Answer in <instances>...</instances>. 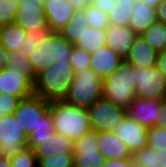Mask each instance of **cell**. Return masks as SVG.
<instances>
[{
  "label": "cell",
  "mask_w": 166,
  "mask_h": 167,
  "mask_svg": "<svg viewBox=\"0 0 166 167\" xmlns=\"http://www.w3.org/2000/svg\"><path fill=\"white\" fill-rule=\"evenodd\" d=\"M73 79L74 71L69 62L54 61L49 68L37 74L33 93L50 103L63 101Z\"/></svg>",
  "instance_id": "cell-1"
},
{
  "label": "cell",
  "mask_w": 166,
  "mask_h": 167,
  "mask_svg": "<svg viewBox=\"0 0 166 167\" xmlns=\"http://www.w3.org/2000/svg\"><path fill=\"white\" fill-rule=\"evenodd\" d=\"M54 132L62 134L72 141L91 132L86 108L73 106L64 101L50 103Z\"/></svg>",
  "instance_id": "cell-2"
},
{
  "label": "cell",
  "mask_w": 166,
  "mask_h": 167,
  "mask_svg": "<svg viewBox=\"0 0 166 167\" xmlns=\"http://www.w3.org/2000/svg\"><path fill=\"white\" fill-rule=\"evenodd\" d=\"M134 80V66L123 60L117 69L102 79L103 98L126 109L137 98Z\"/></svg>",
  "instance_id": "cell-3"
},
{
  "label": "cell",
  "mask_w": 166,
  "mask_h": 167,
  "mask_svg": "<svg viewBox=\"0 0 166 167\" xmlns=\"http://www.w3.org/2000/svg\"><path fill=\"white\" fill-rule=\"evenodd\" d=\"M72 47L60 32L50 31L39 43L37 50L28 55V60L37 75L49 68L54 61L70 62Z\"/></svg>",
  "instance_id": "cell-4"
},
{
  "label": "cell",
  "mask_w": 166,
  "mask_h": 167,
  "mask_svg": "<svg viewBox=\"0 0 166 167\" xmlns=\"http://www.w3.org/2000/svg\"><path fill=\"white\" fill-rule=\"evenodd\" d=\"M102 91V78L91 68L82 69L74 72V79L63 101L87 109L103 97Z\"/></svg>",
  "instance_id": "cell-5"
},
{
  "label": "cell",
  "mask_w": 166,
  "mask_h": 167,
  "mask_svg": "<svg viewBox=\"0 0 166 167\" xmlns=\"http://www.w3.org/2000/svg\"><path fill=\"white\" fill-rule=\"evenodd\" d=\"M50 102L37 95L21 99L13 115L27 136L40 126H53Z\"/></svg>",
  "instance_id": "cell-6"
},
{
  "label": "cell",
  "mask_w": 166,
  "mask_h": 167,
  "mask_svg": "<svg viewBox=\"0 0 166 167\" xmlns=\"http://www.w3.org/2000/svg\"><path fill=\"white\" fill-rule=\"evenodd\" d=\"M90 127L93 132L111 131L126 116V109L101 98L87 108Z\"/></svg>",
  "instance_id": "cell-7"
},
{
  "label": "cell",
  "mask_w": 166,
  "mask_h": 167,
  "mask_svg": "<svg viewBox=\"0 0 166 167\" xmlns=\"http://www.w3.org/2000/svg\"><path fill=\"white\" fill-rule=\"evenodd\" d=\"M137 98L162 100L166 98V77L155 65L150 68L134 67Z\"/></svg>",
  "instance_id": "cell-8"
},
{
  "label": "cell",
  "mask_w": 166,
  "mask_h": 167,
  "mask_svg": "<svg viewBox=\"0 0 166 167\" xmlns=\"http://www.w3.org/2000/svg\"><path fill=\"white\" fill-rule=\"evenodd\" d=\"M28 136L13 114L0 121V157L12 158L20 149L27 147Z\"/></svg>",
  "instance_id": "cell-9"
},
{
  "label": "cell",
  "mask_w": 166,
  "mask_h": 167,
  "mask_svg": "<svg viewBox=\"0 0 166 167\" xmlns=\"http://www.w3.org/2000/svg\"><path fill=\"white\" fill-rule=\"evenodd\" d=\"M97 144V133L93 131L74 140V167H101L105 159Z\"/></svg>",
  "instance_id": "cell-10"
},
{
  "label": "cell",
  "mask_w": 166,
  "mask_h": 167,
  "mask_svg": "<svg viewBox=\"0 0 166 167\" xmlns=\"http://www.w3.org/2000/svg\"><path fill=\"white\" fill-rule=\"evenodd\" d=\"M34 83L18 67L0 70V92L24 99L33 95Z\"/></svg>",
  "instance_id": "cell-11"
},
{
  "label": "cell",
  "mask_w": 166,
  "mask_h": 167,
  "mask_svg": "<svg viewBox=\"0 0 166 167\" xmlns=\"http://www.w3.org/2000/svg\"><path fill=\"white\" fill-rule=\"evenodd\" d=\"M161 112V100L135 98L126 108V115L146 128L159 124Z\"/></svg>",
  "instance_id": "cell-12"
},
{
  "label": "cell",
  "mask_w": 166,
  "mask_h": 167,
  "mask_svg": "<svg viewBox=\"0 0 166 167\" xmlns=\"http://www.w3.org/2000/svg\"><path fill=\"white\" fill-rule=\"evenodd\" d=\"M115 135L127 146L130 152L146 147L147 128L127 115L115 127Z\"/></svg>",
  "instance_id": "cell-13"
},
{
  "label": "cell",
  "mask_w": 166,
  "mask_h": 167,
  "mask_svg": "<svg viewBox=\"0 0 166 167\" xmlns=\"http://www.w3.org/2000/svg\"><path fill=\"white\" fill-rule=\"evenodd\" d=\"M27 147L34 151L38 162L46 157L64 152H73V141L54 132L43 140H28Z\"/></svg>",
  "instance_id": "cell-14"
},
{
  "label": "cell",
  "mask_w": 166,
  "mask_h": 167,
  "mask_svg": "<svg viewBox=\"0 0 166 167\" xmlns=\"http://www.w3.org/2000/svg\"><path fill=\"white\" fill-rule=\"evenodd\" d=\"M47 25L51 32H60L71 20L74 9L67 0H42Z\"/></svg>",
  "instance_id": "cell-15"
},
{
  "label": "cell",
  "mask_w": 166,
  "mask_h": 167,
  "mask_svg": "<svg viewBox=\"0 0 166 167\" xmlns=\"http://www.w3.org/2000/svg\"><path fill=\"white\" fill-rule=\"evenodd\" d=\"M137 36L129 26L110 24L105 29V44L125 59Z\"/></svg>",
  "instance_id": "cell-16"
},
{
  "label": "cell",
  "mask_w": 166,
  "mask_h": 167,
  "mask_svg": "<svg viewBox=\"0 0 166 167\" xmlns=\"http://www.w3.org/2000/svg\"><path fill=\"white\" fill-rule=\"evenodd\" d=\"M90 55V68L102 79L117 69L124 60L106 45Z\"/></svg>",
  "instance_id": "cell-17"
},
{
  "label": "cell",
  "mask_w": 166,
  "mask_h": 167,
  "mask_svg": "<svg viewBox=\"0 0 166 167\" xmlns=\"http://www.w3.org/2000/svg\"><path fill=\"white\" fill-rule=\"evenodd\" d=\"M97 142L99 151L106 160L131 158L132 153L114 132H97Z\"/></svg>",
  "instance_id": "cell-18"
},
{
  "label": "cell",
  "mask_w": 166,
  "mask_h": 167,
  "mask_svg": "<svg viewBox=\"0 0 166 167\" xmlns=\"http://www.w3.org/2000/svg\"><path fill=\"white\" fill-rule=\"evenodd\" d=\"M14 23L26 32L49 30L43 7H19L15 14Z\"/></svg>",
  "instance_id": "cell-19"
},
{
  "label": "cell",
  "mask_w": 166,
  "mask_h": 167,
  "mask_svg": "<svg viewBox=\"0 0 166 167\" xmlns=\"http://www.w3.org/2000/svg\"><path fill=\"white\" fill-rule=\"evenodd\" d=\"M157 55L158 52L138 35L124 60L137 68H150L156 65Z\"/></svg>",
  "instance_id": "cell-20"
},
{
  "label": "cell",
  "mask_w": 166,
  "mask_h": 167,
  "mask_svg": "<svg viewBox=\"0 0 166 167\" xmlns=\"http://www.w3.org/2000/svg\"><path fill=\"white\" fill-rule=\"evenodd\" d=\"M156 9L149 7L146 3L135 0L128 26L137 34L141 35L153 23L157 22Z\"/></svg>",
  "instance_id": "cell-21"
},
{
  "label": "cell",
  "mask_w": 166,
  "mask_h": 167,
  "mask_svg": "<svg viewBox=\"0 0 166 167\" xmlns=\"http://www.w3.org/2000/svg\"><path fill=\"white\" fill-rule=\"evenodd\" d=\"M25 36L26 31L15 23L0 26V42L7 51L19 50Z\"/></svg>",
  "instance_id": "cell-22"
},
{
  "label": "cell",
  "mask_w": 166,
  "mask_h": 167,
  "mask_svg": "<svg viewBox=\"0 0 166 167\" xmlns=\"http://www.w3.org/2000/svg\"><path fill=\"white\" fill-rule=\"evenodd\" d=\"M132 161L139 167H166V151L148 147L132 152Z\"/></svg>",
  "instance_id": "cell-23"
},
{
  "label": "cell",
  "mask_w": 166,
  "mask_h": 167,
  "mask_svg": "<svg viewBox=\"0 0 166 167\" xmlns=\"http://www.w3.org/2000/svg\"><path fill=\"white\" fill-rule=\"evenodd\" d=\"M105 45V30L94 29L89 27L87 23L85 24L81 39L75 44V46L89 53H93Z\"/></svg>",
  "instance_id": "cell-24"
},
{
  "label": "cell",
  "mask_w": 166,
  "mask_h": 167,
  "mask_svg": "<svg viewBox=\"0 0 166 167\" xmlns=\"http://www.w3.org/2000/svg\"><path fill=\"white\" fill-rule=\"evenodd\" d=\"M85 24L84 10H74L71 20L60 33L69 43L75 45L81 39Z\"/></svg>",
  "instance_id": "cell-25"
},
{
  "label": "cell",
  "mask_w": 166,
  "mask_h": 167,
  "mask_svg": "<svg viewBox=\"0 0 166 167\" xmlns=\"http://www.w3.org/2000/svg\"><path fill=\"white\" fill-rule=\"evenodd\" d=\"M140 36L152 49L160 53L166 45V25L157 21Z\"/></svg>",
  "instance_id": "cell-26"
},
{
  "label": "cell",
  "mask_w": 166,
  "mask_h": 167,
  "mask_svg": "<svg viewBox=\"0 0 166 167\" xmlns=\"http://www.w3.org/2000/svg\"><path fill=\"white\" fill-rule=\"evenodd\" d=\"M5 68L7 67H18L34 84L37 78L35 71L32 68L28 56H26L21 49L16 52L7 51L5 57Z\"/></svg>",
  "instance_id": "cell-27"
},
{
  "label": "cell",
  "mask_w": 166,
  "mask_h": 167,
  "mask_svg": "<svg viewBox=\"0 0 166 167\" xmlns=\"http://www.w3.org/2000/svg\"><path fill=\"white\" fill-rule=\"evenodd\" d=\"M134 2L135 0H115L112 11L108 14L109 24L128 26Z\"/></svg>",
  "instance_id": "cell-28"
},
{
  "label": "cell",
  "mask_w": 166,
  "mask_h": 167,
  "mask_svg": "<svg viewBox=\"0 0 166 167\" xmlns=\"http://www.w3.org/2000/svg\"><path fill=\"white\" fill-rule=\"evenodd\" d=\"M84 14L86 23L89 25V27L105 30L110 25L108 15L104 14L92 4H89L84 9Z\"/></svg>",
  "instance_id": "cell-29"
},
{
  "label": "cell",
  "mask_w": 166,
  "mask_h": 167,
  "mask_svg": "<svg viewBox=\"0 0 166 167\" xmlns=\"http://www.w3.org/2000/svg\"><path fill=\"white\" fill-rule=\"evenodd\" d=\"M146 147L156 151H166V129L158 125L147 128Z\"/></svg>",
  "instance_id": "cell-30"
},
{
  "label": "cell",
  "mask_w": 166,
  "mask_h": 167,
  "mask_svg": "<svg viewBox=\"0 0 166 167\" xmlns=\"http://www.w3.org/2000/svg\"><path fill=\"white\" fill-rule=\"evenodd\" d=\"M73 152H64L41 159L38 162L39 167H74Z\"/></svg>",
  "instance_id": "cell-31"
},
{
  "label": "cell",
  "mask_w": 166,
  "mask_h": 167,
  "mask_svg": "<svg viewBox=\"0 0 166 167\" xmlns=\"http://www.w3.org/2000/svg\"><path fill=\"white\" fill-rule=\"evenodd\" d=\"M11 167H38V159L34 151L28 147L20 149L10 158Z\"/></svg>",
  "instance_id": "cell-32"
},
{
  "label": "cell",
  "mask_w": 166,
  "mask_h": 167,
  "mask_svg": "<svg viewBox=\"0 0 166 167\" xmlns=\"http://www.w3.org/2000/svg\"><path fill=\"white\" fill-rule=\"evenodd\" d=\"M50 32V30H38L35 32L28 31L23 44L20 46L22 52L28 56L34 50H37L38 45L45 39V36Z\"/></svg>",
  "instance_id": "cell-33"
},
{
  "label": "cell",
  "mask_w": 166,
  "mask_h": 167,
  "mask_svg": "<svg viewBox=\"0 0 166 167\" xmlns=\"http://www.w3.org/2000/svg\"><path fill=\"white\" fill-rule=\"evenodd\" d=\"M90 58L91 55L89 52L73 45L69 63L73 71L76 72L90 68Z\"/></svg>",
  "instance_id": "cell-34"
},
{
  "label": "cell",
  "mask_w": 166,
  "mask_h": 167,
  "mask_svg": "<svg viewBox=\"0 0 166 167\" xmlns=\"http://www.w3.org/2000/svg\"><path fill=\"white\" fill-rule=\"evenodd\" d=\"M18 8L16 0H0V26L14 23Z\"/></svg>",
  "instance_id": "cell-35"
},
{
  "label": "cell",
  "mask_w": 166,
  "mask_h": 167,
  "mask_svg": "<svg viewBox=\"0 0 166 167\" xmlns=\"http://www.w3.org/2000/svg\"><path fill=\"white\" fill-rule=\"evenodd\" d=\"M20 100L17 96L0 92V121L5 115L13 114Z\"/></svg>",
  "instance_id": "cell-36"
},
{
  "label": "cell",
  "mask_w": 166,
  "mask_h": 167,
  "mask_svg": "<svg viewBox=\"0 0 166 167\" xmlns=\"http://www.w3.org/2000/svg\"><path fill=\"white\" fill-rule=\"evenodd\" d=\"M54 133L53 126H40L28 136V140H43Z\"/></svg>",
  "instance_id": "cell-37"
},
{
  "label": "cell",
  "mask_w": 166,
  "mask_h": 167,
  "mask_svg": "<svg viewBox=\"0 0 166 167\" xmlns=\"http://www.w3.org/2000/svg\"><path fill=\"white\" fill-rule=\"evenodd\" d=\"M115 0H91V4L101 10L104 14L108 15L113 8Z\"/></svg>",
  "instance_id": "cell-38"
},
{
  "label": "cell",
  "mask_w": 166,
  "mask_h": 167,
  "mask_svg": "<svg viewBox=\"0 0 166 167\" xmlns=\"http://www.w3.org/2000/svg\"><path fill=\"white\" fill-rule=\"evenodd\" d=\"M131 158L104 160L101 167H126Z\"/></svg>",
  "instance_id": "cell-39"
},
{
  "label": "cell",
  "mask_w": 166,
  "mask_h": 167,
  "mask_svg": "<svg viewBox=\"0 0 166 167\" xmlns=\"http://www.w3.org/2000/svg\"><path fill=\"white\" fill-rule=\"evenodd\" d=\"M156 14L158 22H162L166 25V0H162V2L156 7Z\"/></svg>",
  "instance_id": "cell-40"
},
{
  "label": "cell",
  "mask_w": 166,
  "mask_h": 167,
  "mask_svg": "<svg viewBox=\"0 0 166 167\" xmlns=\"http://www.w3.org/2000/svg\"><path fill=\"white\" fill-rule=\"evenodd\" d=\"M156 66L166 77V52H160L157 55Z\"/></svg>",
  "instance_id": "cell-41"
},
{
  "label": "cell",
  "mask_w": 166,
  "mask_h": 167,
  "mask_svg": "<svg viewBox=\"0 0 166 167\" xmlns=\"http://www.w3.org/2000/svg\"><path fill=\"white\" fill-rule=\"evenodd\" d=\"M19 7H43L42 0H16Z\"/></svg>",
  "instance_id": "cell-42"
},
{
  "label": "cell",
  "mask_w": 166,
  "mask_h": 167,
  "mask_svg": "<svg viewBox=\"0 0 166 167\" xmlns=\"http://www.w3.org/2000/svg\"><path fill=\"white\" fill-rule=\"evenodd\" d=\"M74 10H84L89 4H91V0H67Z\"/></svg>",
  "instance_id": "cell-43"
},
{
  "label": "cell",
  "mask_w": 166,
  "mask_h": 167,
  "mask_svg": "<svg viewBox=\"0 0 166 167\" xmlns=\"http://www.w3.org/2000/svg\"><path fill=\"white\" fill-rule=\"evenodd\" d=\"M162 112L160 113V122L158 126L166 129V98L161 100Z\"/></svg>",
  "instance_id": "cell-44"
},
{
  "label": "cell",
  "mask_w": 166,
  "mask_h": 167,
  "mask_svg": "<svg viewBox=\"0 0 166 167\" xmlns=\"http://www.w3.org/2000/svg\"><path fill=\"white\" fill-rule=\"evenodd\" d=\"M7 56V50L0 42V70L5 69V57Z\"/></svg>",
  "instance_id": "cell-45"
},
{
  "label": "cell",
  "mask_w": 166,
  "mask_h": 167,
  "mask_svg": "<svg viewBox=\"0 0 166 167\" xmlns=\"http://www.w3.org/2000/svg\"><path fill=\"white\" fill-rule=\"evenodd\" d=\"M146 3L149 7L155 8L162 2V0H138Z\"/></svg>",
  "instance_id": "cell-46"
},
{
  "label": "cell",
  "mask_w": 166,
  "mask_h": 167,
  "mask_svg": "<svg viewBox=\"0 0 166 167\" xmlns=\"http://www.w3.org/2000/svg\"><path fill=\"white\" fill-rule=\"evenodd\" d=\"M0 167H11L10 159L0 157Z\"/></svg>",
  "instance_id": "cell-47"
},
{
  "label": "cell",
  "mask_w": 166,
  "mask_h": 167,
  "mask_svg": "<svg viewBox=\"0 0 166 167\" xmlns=\"http://www.w3.org/2000/svg\"><path fill=\"white\" fill-rule=\"evenodd\" d=\"M126 167H139L137 164H135L132 159L127 163Z\"/></svg>",
  "instance_id": "cell-48"
},
{
  "label": "cell",
  "mask_w": 166,
  "mask_h": 167,
  "mask_svg": "<svg viewBox=\"0 0 166 167\" xmlns=\"http://www.w3.org/2000/svg\"><path fill=\"white\" fill-rule=\"evenodd\" d=\"M162 52H166V45H165V47H164V49H163V51Z\"/></svg>",
  "instance_id": "cell-49"
}]
</instances>
